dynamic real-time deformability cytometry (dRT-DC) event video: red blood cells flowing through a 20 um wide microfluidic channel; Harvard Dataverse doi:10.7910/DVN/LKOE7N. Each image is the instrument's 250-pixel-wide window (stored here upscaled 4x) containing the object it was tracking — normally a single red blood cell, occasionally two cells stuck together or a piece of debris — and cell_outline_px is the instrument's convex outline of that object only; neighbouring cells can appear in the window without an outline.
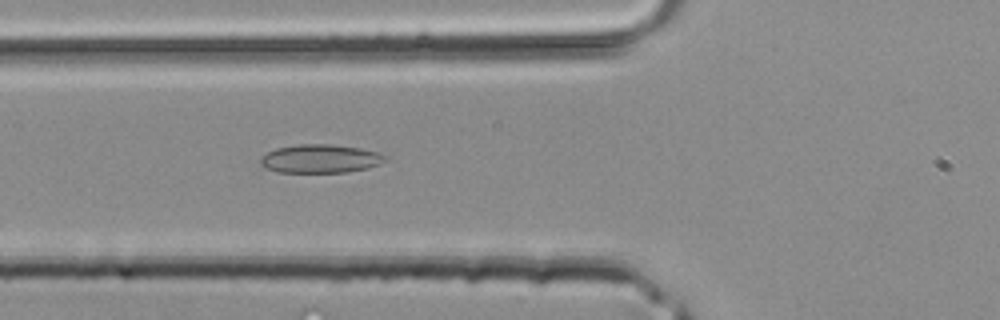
{"species": "common noctule bat (a hibernating species)", "species_latin": "Nyctalus noctula", "temperature_condition": "room temperature", "stored_images_in_passage": 30, "camera_frame_rate_fps": 3000, "um_per_image_px": 0.085, "animal": {"sex": "male", "body_mass_g": 20.4}, "frame": {"image": 1, "passage_image": 6, "time_ms": 1.667, "image_size_px": [1000, 320], "cell_outline_px": [[388, 160], [380, 164], [368, 168], [348, 172], [276, 172], [260, 164], [260, 156], [276, 148], [300, 144], [332, 144], [360, 148], [376, 152], [388, 156]], "centroid_in_image_um": [27.25, 13.49], "position_along_channel_um": 98.5, "area_um2": 20.81}}
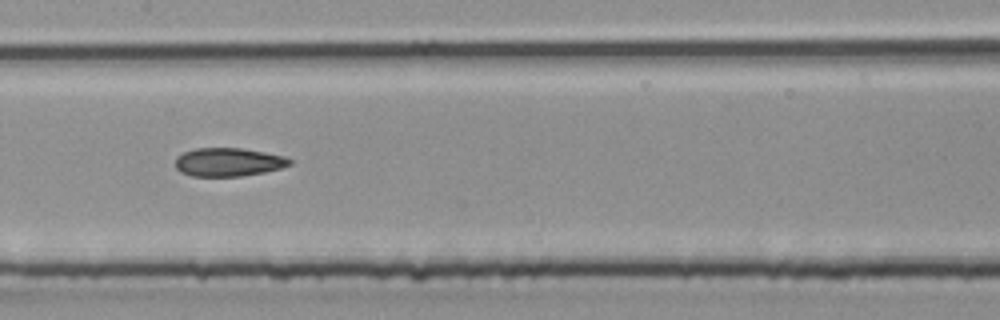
{"frame": {"image": 2, "passage_image": 11, "time_ms": 3.333, "image_size_px": [1000, 320], "cell_outline_px": [[292, 164], [280, 168], [264, 172], [240, 176], [192, 176], [180, 172], [176, 168], [176, 156], [184, 152], [196, 148], [244, 148], [284, 156], [292, 160]], "centroid_in_image_um": [19.4, 13.77], "position_along_channel_um": 188.0, "area_um2": 18.96}}
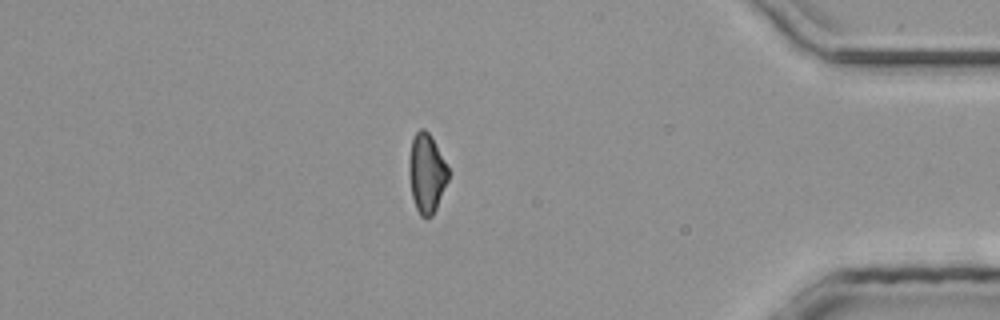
{"frame": {"image": 3, "passage_image": 25, "time_ms": 8.0, "image_size_px": [1000, 320], "cell_outline_px": [[448, 180], [436, 208], [432, 216], [420, 216], [416, 208], [412, 196], [408, 172], [408, 160], [412, 140], [416, 132], [420, 128], [424, 128], [428, 132], [448, 168]], "centroid_in_image_um": [36.23, 14.73], "position_along_channel_um": 399.0, "area_um2": 17.8}}